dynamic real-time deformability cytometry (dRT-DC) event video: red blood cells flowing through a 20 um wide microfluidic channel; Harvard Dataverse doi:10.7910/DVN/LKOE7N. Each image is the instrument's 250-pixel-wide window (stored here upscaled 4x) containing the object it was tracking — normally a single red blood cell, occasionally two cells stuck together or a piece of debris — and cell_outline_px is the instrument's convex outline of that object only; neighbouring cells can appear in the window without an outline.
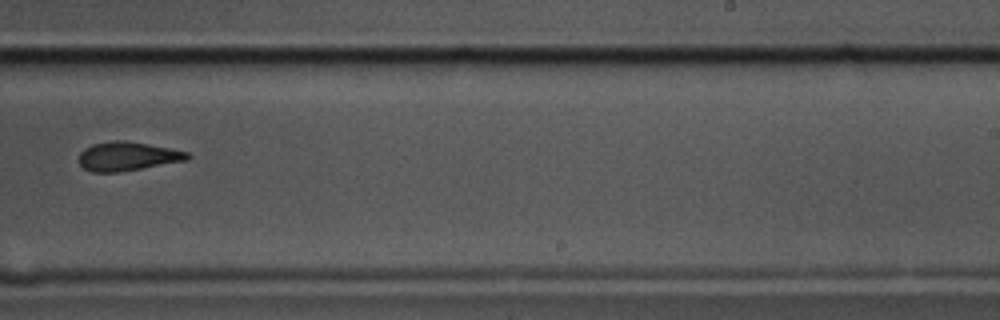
{"species": "common noctule bat (a hibernating species)", "species_latin": "Nyctalus noctula", "temperature_condition": "cold", "stored_images_in_passage": 10, "camera_frame_rate_fps": 3000, "um_per_image_px": 0.085, "animal": {"sex": "male", "body_mass_g": 17.5, "forearm_length_mm": 52.3}, "frame": {"image": 1, "passage_image": 10, "time_ms": 3.0, "image_size_px": [1000, 320], "cell_outline_px": [[192, 156], [188, 160], [120, 172], [92, 172], [84, 168], [80, 164], [80, 152], [84, 148], [92, 144], [112, 140], [124, 140], [148, 144], [188, 152]], "centroid_in_image_um": [10.84, 13.28], "position_along_channel_um": 278.2, "area_um2": 18.26}}